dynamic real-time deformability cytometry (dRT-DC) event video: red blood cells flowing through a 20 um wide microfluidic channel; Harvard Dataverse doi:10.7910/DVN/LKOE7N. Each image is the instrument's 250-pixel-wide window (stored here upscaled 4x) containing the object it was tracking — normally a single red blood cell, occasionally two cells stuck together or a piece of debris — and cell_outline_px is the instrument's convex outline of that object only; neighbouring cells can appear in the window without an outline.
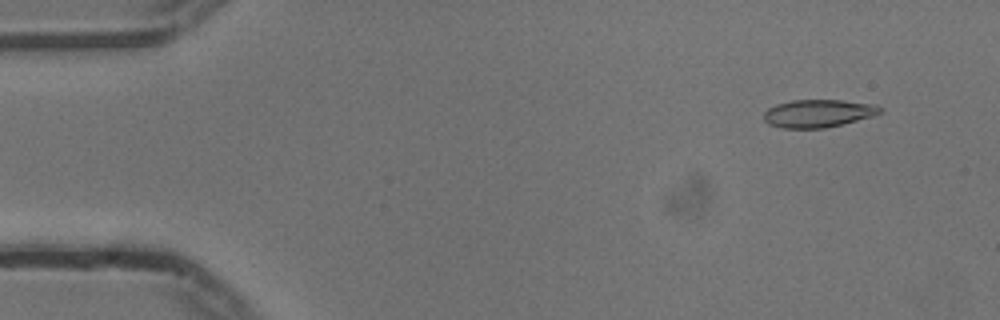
{"species": "common noctule bat (a hibernating species)", "species_latin": "Nyctalus noctula", "temperature_condition": "cold", "stored_images_in_passage": 53, "camera_frame_rate_fps": 3000, "um_per_image_px": 0.085, "animal": {"sex": "male", "body_mass_g": 13.3}, "frame": {"image": 1, "passage_image": 3, "time_ms": 0.667, "image_size_px": [1000, 320], "cell_outline_px": [[884, 108], [880, 112], [872, 116], [824, 128], [780, 128], [768, 124], [764, 120], [764, 112], [768, 108], [776, 104], [792, 100], [840, 100], [876, 104]], "centroid_in_image_um": [69.52, 9.63], "position_along_channel_um": 15.5, "area_um2": 18.79}}
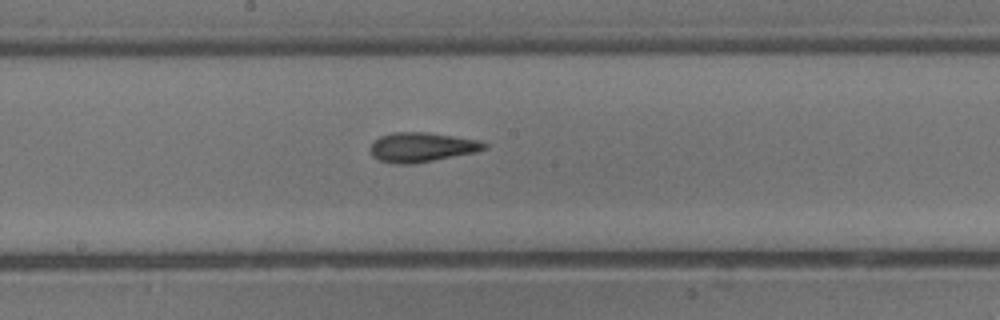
{"frame": {"image": 2, "passage_image": 27, "time_ms": 8.667, "image_size_px": [1000, 320], "cell_outline_px": [[488, 148], [476, 152], [416, 164], [396, 164], [380, 160], [372, 156], [368, 148], [372, 140], [380, 136], [392, 132], [428, 132], [480, 140], [488, 144]], "centroid_in_image_um": [35.83, 12.51], "position_along_channel_um": 212.4, "area_um2": 20.06}}
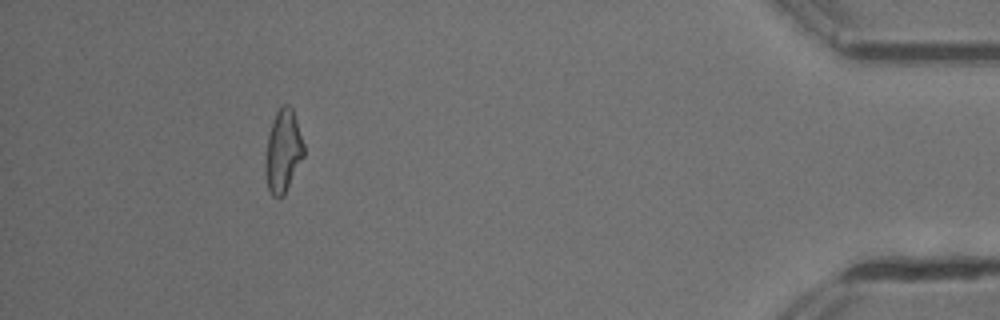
{"frame": {"image": 3, "passage_image": 48, "time_ms": 15.667, "image_size_px": [1000, 320], "cell_outline_px": [[304, 156], [284, 196], [272, 196], [268, 188], [264, 164], [264, 160], [268, 136], [276, 112], [284, 104], [288, 104], [292, 108], [304, 144]], "centroid_in_image_um": [24.06, 12.87], "position_along_channel_um": 411.1, "area_um2": 18.38}, "authors_computed_cell_mechanics": {"area_um2": 18.9006, "velocity_mm_per_s": 3.7536, "shape_relaxation_time_tau1_ms": 8.9831, "shape_relaxation_time_tau2_ms": 3.3259, "deformation_change_tau1": 0.2272, "deformation_change_tau2": 0.1317}}